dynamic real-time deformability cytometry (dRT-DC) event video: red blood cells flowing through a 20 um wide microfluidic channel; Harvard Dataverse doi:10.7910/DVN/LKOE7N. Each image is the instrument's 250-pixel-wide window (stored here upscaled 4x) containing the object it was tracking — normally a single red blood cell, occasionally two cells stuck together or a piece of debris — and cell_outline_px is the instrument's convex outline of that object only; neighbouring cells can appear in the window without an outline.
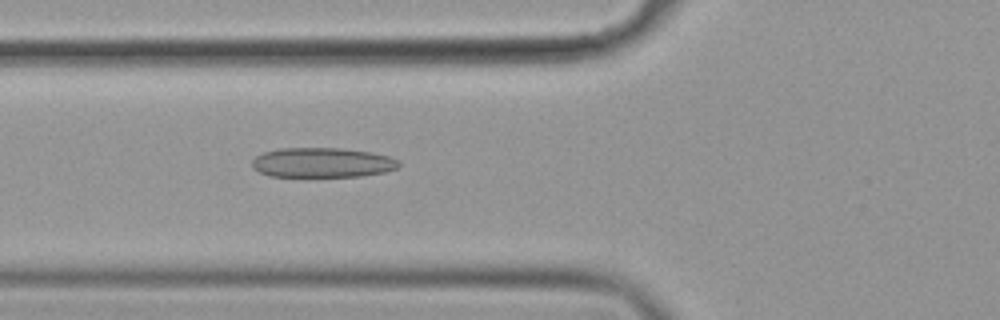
{"species": "common noctule bat (a hibernating species)", "species_latin": "Nyctalus noctula", "temperature_condition": "cold", "stored_images_in_passage": 45, "camera_frame_rate_fps": 3000, "um_per_image_px": 0.085, "animal": {"sex": "female", "body_mass_g": 19.9}, "frame": {"image": 1, "passage_image": 10, "time_ms": 3.0, "image_size_px": [1000, 320], "cell_outline_px": [[400, 164], [396, 168], [384, 172], [360, 176], [272, 176], [260, 172], [252, 168], [252, 160], [256, 156], [264, 152], [280, 148], [340, 148], [372, 152], [388, 156], [400, 160]], "centroid_in_image_um": [27.4, 13.81], "position_along_channel_um": 98.4, "area_um2": 25.37}}
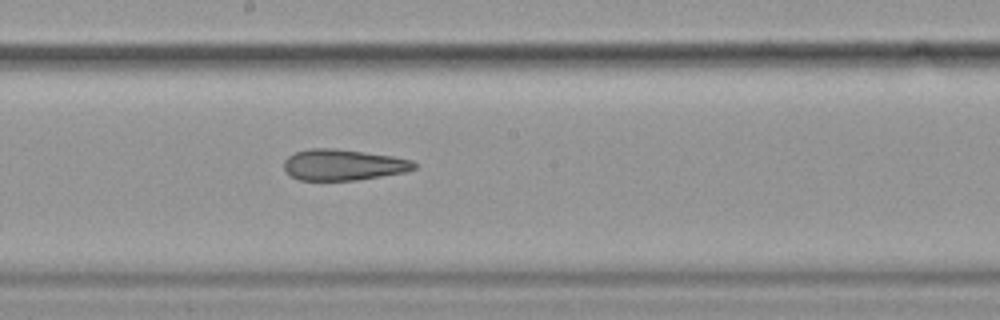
{"frame": {"image": 2, "passage_image": 20, "time_ms": 6.333, "image_size_px": [1000, 320], "cell_outline_px": [[416, 168], [404, 172], [356, 180], [300, 180], [292, 176], [284, 168], [284, 160], [288, 156], [296, 152], [312, 148], [332, 148], [364, 152], [392, 156], [412, 160], [416, 164]], "centroid_in_image_um": [29.17, 14.0], "position_along_channel_um": 219.0, "area_um2": 23.29}}
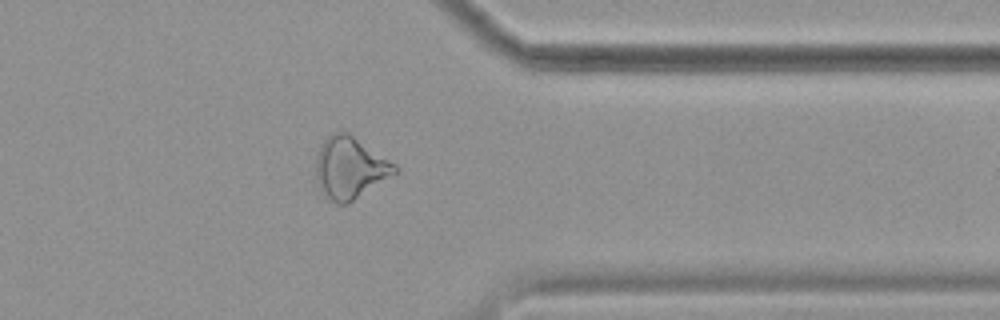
{"frame": {"image": 3, "passage_image": 34, "time_ms": 11.0, "image_size_px": [1000, 320], "cell_outline_px": [[400, 172], [348, 204], [336, 204], [320, 192], [316, 180], [316, 152], [320, 144], [332, 132], [348, 132], [396, 164], [400, 168]], "centroid_in_image_um": [29.76, 14.28], "position_along_channel_um": 381.6, "area_um2": 28.96}, "authors_computed_cell_mechanics": {"area_um2": 25.721, "velocity_mm_per_s": 3.6153, "shape_relaxation_time_tau1_ms": 10.9883, "shape_relaxation_time_tau2_ms": 3.2764, "deformation_change_tau1": 0.2043, "deformation_change_tau2": 0.1417}}